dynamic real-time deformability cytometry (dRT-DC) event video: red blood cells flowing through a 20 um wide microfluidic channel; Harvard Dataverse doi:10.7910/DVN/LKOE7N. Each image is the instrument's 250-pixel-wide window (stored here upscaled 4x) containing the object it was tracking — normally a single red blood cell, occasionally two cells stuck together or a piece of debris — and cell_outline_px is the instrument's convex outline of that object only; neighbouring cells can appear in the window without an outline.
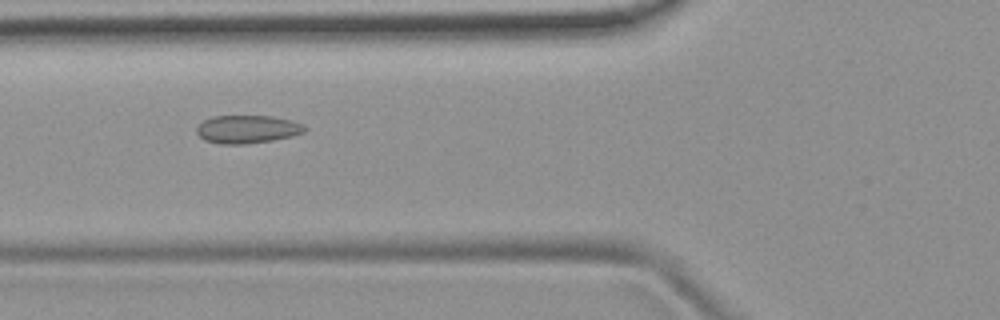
{"species": "common noctule bat (a hibernating species)", "species_latin": "Nyctalus noctula", "temperature_condition": "room temperature", "stored_images_in_passage": 6, "camera_frame_rate_fps": 3000, "um_per_image_px": 0.085, "animal": {"sex": "female", "body_mass_g": 19.9}, "frame": {"image": 1, "passage_image": 5, "time_ms": 4.667, "image_size_px": [1000, 320], "cell_outline_px": [[308, 128], [304, 132], [292, 136], [272, 140], [244, 144], [220, 144], [204, 140], [196, 132], [196, 128], [204, 120], [212, 116], [272, 116], [292, 120]], "centroid_in_image_um": [21.01, 10.98], "position_along_channel_um": 104.8, "area_um2": 17.63}}
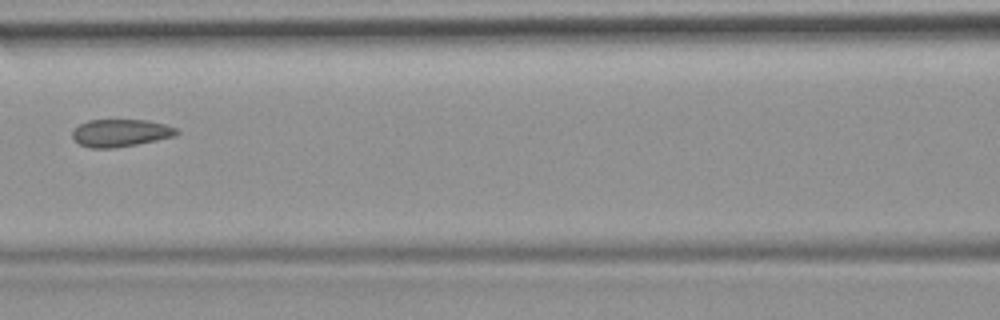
{"frame": {"image": 2, "passage_image": 6, "time_ms": 6.0, "image_size_px": [1000, 320], "cell_outline_px": [[180, 132], [176, 136], [136, 144], [112, 148], [88, 148], [80, 144], [72, 136], [72, 132], [80, 124], [88, 120], [148, 120], [164, 124], [176, 128]], "centroid_in_image_um": [10.26, 11.3], "position_along_channel_um": 156.3, "area_um2": 16.59}}